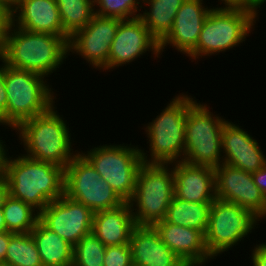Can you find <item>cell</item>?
Here are the masks:
<instances>
[{
  "instance_id": "44",
  "label": "cell",
  "mask_w": 266,
  "mask_h": 266,
  "mask_svg": "<svg viewBox=\"0 0 266 266\" xmlns=\"http://www.w3.org/2000/svg\"><path fill=\"white\" fill-rule=\"evenodd\" d=\"M0 266H14V265L7 263V262H4V261H1Z\"/></svg>"
},
{
  "instance_id": "17",
  "label": "cell",
  "mask_w": 266,
  "mask_h": 266,
  "mask_svg": "<svg viewBox=\"0 0 266 266\" xmlns=\"http://www.w3.org/2000/svg\"><path fill=\"white\" fill-rule=\"evenodd\" d=\"M244 128L232 121H226L222 131L223 163L255 172L266 165V156L256 139Z\"/></svg>"
},
{
  "instance_id": "7",
  "label": "cell",
  "mask_w": 266,
  "mask_h": 266,
  "mask_svg": "<svg viewBox=\"0 0 266 266\" xmlns=\"http://www.w3.org/2000/svg\"><path fill=\"white\" fill-rule=\"evenodd\" d=\"M173 196V163H143L136 176L133 196L128 201L135 224L154 226L164 220Z\"/></svg>"
},
{
  "instance_id": "39",
  "label": "cell",
  "mask_w": 266,
  "mask_h": 266,
  "mask_svg": "<svg viewBox=\"0 0 266 266\" xmlns=\"http://www.w3.org/2000/svg\"><path fill=\"white\" fill-rule=\"evenodd\" d=\"M0 6L11 15L14 7V0H0Z\"/></svg>"
},
{
  "instance_id": "15",
  "label": "cell",
  "mask_w": 266,
  "mask_h": 266,
  "mask_svg": "<svg viewBox=\"0 0 266 266\" xmlns=\"http://www.w3.org/2000/svg\"><path fill=\"white\" fill-rule=\"evenodd\" d=\"M147 51L152 52L155 58H160L159 42L150 34L143 21L139 17L121 20L111 44L105 71L130 64Z\"/></svg>"
},
{
  "instance_id": "43",
  "label": "cell",
  "mask_w": 266,
  "mask_h": 266,
  "mask_svg": "<svg viewBox=\"0 0 266 266\" xmlns=\"http://www.w3.org/2000/svg\"><path fill=\"white\" fill-rule=\"evenodd\" d=\"M265 2H266V0H261L260 1V3H259V6L256 8L257 9V13H259L260 11V7H261V5H263V4H265ZM258 8H259V10H258Z\"/></svg>"
},
{
  "instance_id": "10",
  "label": "cell",
  "mask_w": 266,
  "mask_h": 266,
  "mask_svg": "<svg viewBox=\"0 0 266 266\" xmlns=\"http://www.w3.org/2000/svg\"><path fill=\"white\" fill-rule=\"evenodd\" d=\"M262 218L235 203L216 198L209 210L205 245L209 255L216 257L232 250L249 237ZM249 234V235H248ZM216 256V257H215Z\"/></svg>"
},
{
  "instance_id": "12",
  "label": "cell",
  "mask_w": 266,
  "mask_h": 266,
  "mask_svg": "<svg viewBox=\"0 0 266 266\" xmlns=\"http://www.w3.org/2000/svg\"><path fill=\"white\" fill-rule=\"evenodd\" d=\"M120 21L119 18L95 14L84 28L69 38L68 55L73 52L84 58L89 66L104 71L108 67L111 44Z\"/></svg>"
},
{
  "instance_id": "19",
  "label": "cell",
  "mask_w": 266,
  "mask_h": 266,
  "mask_svg": "<svg viewBox=\"0 0 266 266\" xmlns=\"http://www.w3.org/2000/svg\"><path fill=\"white\" fill-rule=\"evenodd\" d=\"M174 196L196 203H212L215 195L214 168L186 163H173Z\"/></svg>"
},
{
  "instance_id": "23",
  "label": "cell",
  "mask_w": 266,
  "mask_h": 266,
  "mask_svg": "<svg viewBox=\"0 0 266 266\" xmlns=\"http://www.w3.org/2000/svg\"><path fill=\"white\" fill-rule=\"evenodd\" d=\"M30 233L43 266H72L74 246L47 228L40 220Z\"/></svg>"
},
{
  "instance_id": "18",
  "label": "cell",
  "mask_w": 266,
  "mask_h": 266,
  "mask_svg": "<svg viewBox=\"0 0 266 266\" xmlns=\"http://www.w3.org/2000/svg\"><path fill=\"white\" fill-rule=\"evenodd\" d=\"M10 21L21 29L62 36L69 42L56 0H15Z\"/></svg>"
},
{
  "instance_id": "26",
  "label": "cell",
  "mask_w": 266,
  "mask_h": 266,
  "mask_svg": "<svg viewBox=\"0 0 266 266\" xmlns=\"http://www.w3.org/2000/svg\"><path fill=\"white\" fill-rule=\"evenodd\" d=\"M65 34L70 38L95 15L94 0H56Z\"/></svg>"
},
{
  "instance_id": "5",
  "label": "cell",
  "mask_w": 266,
  "mask_h": 266,
  "mask_svg": "<svg viewBox=\"0 0 266 266\" xmlns=\"http://www.w3.org/2000/svg\"><path fill=\"white\" fill-rule=\"evenodd\" d=\"M195 101L188 94H177L152 122L144 126L150 147L146 153L141 149L143 163L172 164L183 160L187 111Z\"/></svg>"
},
{
  "instance_id": "42",
  "label": "cell",
  "mask_w": 266,
  "mask_h": 266,
  "mask_svg": "<svg viewBox=\"0 0 266 266\" xmlns=\"http://www.w3.org/2000/svg\"><path fill=\"white\" fill-rule=\"evenodd\" d=\"M6 231H7V228H6L3 211H2V208H0V232H6Z\"/></svg>"
},
{
  "instance_id": "34",
  "label": "cell",
  "mask_w": 266,
  "mask_h": 266,
  "mask_svg": "<svg viewBox=\"0 0 266 266\" xmlns=\"http://www.w3.org/2000/svg\"><path fill=\"white\" fill-rule=\"evenodd\" d=\"M253 180L261 194L266 199V165L255 172H252Z\"/></svg>"
},
{
  "instance_id": "37",
  "label": "cell",
  "mask_w": 266,
  "mask_h": 266,
  "mask_svg": "<svg viewBox=\"0 0 266 266\" xmlns=\"http://www.w3.org/2000/svg\"><path fill=\"white\" fill-rule=\"evenodd\" d=\"M9 196V187L6 178H0V208L3 207L5 199Z\"/></svg>"
},
{
  "instance_id": "11",
  "label": "cell",
  "mask_w": 266,
  "mask_h": 266,
  "mask_svg": "<svg viewBox=\"0 0 266 266\" xmlns=\"http://www.w3.org/2000/svg\"><path fill=\"white\" fill-rule=\"evenodd\" d=\"M64 195L94 213L120 206L124 201L79 152L64 169Z\"/></svg>"
},
{
  "instance_id": "8",
  "label": "cell",
  "mask_w": 266,
  "mask_h": 266,
  "mask_svg": "<svg viewBox=\"0 0 266 266\" xmlns=\"http://www.w3.org/2000/svg\"><path fill=\"white\" fill-rule=\"evenodd\" d=\"M198 102L187 111L182 161L215 169L223 163L222 131L227 120L214 115L206 103Z\"/></svg>"
},
{
  "instance_id": "24",
  "label": "cell",
  "mask_w": 266,
  "mask_h": 266,
  "mask_svg": "<svg viewBox=\"0 0 266 266\" xmlns=\"http://www.w3.org/2000/svg\"><path fill=\"white\" fill-rule=\"evenodd\" d=\"M185 0H143L144 8L139 18L150 34L160 43L171 30L177 11ZM147 4V5H146Z\"/></svg>"
},
{
  "instance_id": "16",
  "label": "cell",
  "mask_w": 266,
  "mask_h": 266,
  "mask_svg": "<svg viewBox=\"0 0 266 266\" xmlns=\"http://www.w3.org/2000/svg\"><path fill=\"white\" fill-rule=\"evenodd\" d=\"M203 2V0L184 1L176 13L171 30L159 43L160 54L165 51L167 45L186 56L196 48L202 25L212 10L204 6Z\"/></svg>"
},
{
  "instance_id": "25",
  "label": "cell",
  "mask_w": 266,
  "mask_h": 266,
  "mask_svg": "<svg viewBox=\"0 0 266 266\" xmlns=\"http://www.w3.org/2000/svg\"><path fill=\"white\" fill-rule=\"evenodd\" d=\"M211 204L187 202L173 196L164 220L168 223L199 230L205 235Z\"/></svg>"
},
{
  "instance_id": "30",
  "label": "cell",
  "mask_w": 266,
  "mask_h": 266,
  "mask_svg": "<svg viewBox=\"0 0 266 266\" xmlns=\"http://www.w3.org/2000/svg\"><path fill=\"white\" fill-rule=\"evenodd\" d=\"M141 2L142 0H94L95 14L121 20L135 19L140 16V9L143 7Z\"/></svg>"
},
{
  "instance_id": "35",
  "label": "cell",
  "mask_w": 266,
  "mask_h": 266,
  "mask_svg": "<svg viewBox=\"0 0 266 266\" xmlns=\"http://www.w3.org/2000/svg\"><path fill=\"white\" fill-rule=\"evenodd\" d=\"M2 137L0 138V178L5 177V172H6V164L8 160V149L6 148V144L3 140H1ZM8 152V154H7Z\"/></svg>"
},
{
  "instance_id": "38",
  "label": "cell",
  "mask_w": 266,
  "mask_h": 266,
  "mask_svg": "<svg viewBox=\"0 0 266 266\" xmlns=\"http://www.w3.org/2000/svg\"><path fill=\"white\" fill-rule=\"evenodd\" d=\"M218 1H220L219 3L222 2L223 4H245L257 8L261 0H218Z\"/></svg>"
},
{
  "instance_id": "2",
  "label": "cell",
  "mask_w": 266,
  "mask_h": 266,
  "mask_svg": "<svg viewBox=\"0 0 266 266\" xmlns=\"http://www.w3.org/2000/svg\"><path fill=\"white\" fill-rule=\"evenodd\" d=\"M8 157L5 178L9 195L31 205L39 213L64 194V169L23 154ZM12 158V159H11Z\"/></svg>"
},
{
  "instance_id": "27",
  "label": "cell",
  "mask_w": 266,
  "mask_h": 266,
  "mask_svg": "<svg viewBox=\"0 0 266 266\" xmlns=\"http://www.w3.org/2000/svg\"><path fill=\"white\" fill-rule=\"evenodd\" d=\"M6 228L12 233H30L39 220V212L22 200L10 195L2 207Z\"/></svg>"
},
{
  "instance_id": "22",
  "label": "cell",
  "mask_w": 266,
  "mask_h": 266,
  "mask_svg": "<svg viewBox=\"0 0 266 266\" xmlns=\"http://www.w3.org/2000/svg\"><path fill=\"white\" fill-rule=\"evenodd\" d=\"M136 224L129 202L94 213L92 233L105 245L129 244Z\"/></svg>"
},
{
  "instance_id": "40",
  "label": "cell",
  "mask_w": 266,
  "mask_h": 266,
  "mask_svg": "<svg viewBox=\"0 0 266 266\" xmlns=\"http://www.w3.org/2000/svg\"><path fill=\"white\" fill-rule=\"evenodd\" d=\"M8 24H0V60L3 55V44H4V32L6 31Z\"/></svg>"
},
{
  "instance_id": "20",
  "label": "cell",
  "mask_w": 266,
  "mask_h": 266,
  "mask_svg": "<svg viewBox=\"0 0 266 266\" xmlns=\"http://www.w3.org/2000/svg\"><path fill=\"white\" fill-rule=\"evenodd\" d=\"M161 240L179 257L187 266H205L213 259L205 245V235L188 227L168 223L162 220L154 225Z\"/></svg>"
},
{
  "instance_id": "28",
  "label": "cell",
  "mask_w": 266,
  "mask_h": 266,
  "mask_svg": "<svg viewBox=\"0 0 266 266\" xmlns=\"http://www.w3.org/2000/svg\"><path fill=\"white\" fill-rule=\"evenodd\" d=\"M14 266H43L31 233H13L5 261Z\"/></svg>"
},
{
  "instance_id": "29",
  "label": "cell",
  "mask_w": 266,
  "mask_h": 266,
  "mask_svg": "<svg viewBox=\"0 0 266 266\" xmlns=\"http://www.w3.org/2000/svg\"><path fill=\"white\" fill-rule=\"evenodd\" d=\"M106 246L91 232L73 250L72 266H103Z\"/></svg>"
},
{
  "instance_id": "36",
  "label": "cell",
  "mask_w": 266,
  "mask_h": 266,
  "mask_svg": "<svg viewBox=\"0 0 266 266\" xmlns=\"http://www.w3.org/2000/svg\"><path fill=\"white\" fill-rule=\"evenodd\" d=\"M12 232H0V262L5 261L6 251L10 241Z\"/></svg>"
},
{
  "instance_id": "3",
  "label": "cell",
  "mask_w": 266,
  "mask_h": 266,
  "mask_svg": "<svg viewBox=\"0 0 266 266\" xmlns=\"http://www.w3.org/2000/svg\"><path fill=\"white\" fill-rule=\"evenodd\" d=\"M56 109L54 104L46 113L23 121L15 130L26 151L24 156L65 169L80 151H73L69 126Z\"/></svg>"
},
{
  "instance_id": "21",
  "label": "cell",
  "mask_w": 266,
  "mask_h": 266,
  "mask_svg": "<svg viewBox=\"0 0 266 266\" xmlns=\"http://www.w3.org/2000/svg\"><path fill=\"white\" fill-rule=\"evenodd\" d=\"M133 266H187L162 240L154 226L136 225L129 242Z\"/></svg>"
},
{
  "instance_id": "4",
  "label": "cell",
  "mask_w": 266,
  "mask_h": 266,
  "mask_svg": "<svg viewBox=\"0 0 266 266\" xmlns=\"http://www.w3.org/2000/svg\"><path fill=\"white\" fill-rule=\"evenodd\" d=\"M258 16L255 7L245 4L212 7L202 25L196 48L188 57L193 62L200 57L219 55L220 52L234 49L254 31Z\"/></svg>"
},
{
  "instance_id": "14",
  "label": "cell",
  "mask_w": 266,
  "mask_h": 266,
  "mask_svg": "<svg viewBox=\"0 0 266 266\" xmlns=\"http://www.w3.org/2000/svg\"><path fill=\"white\" fill-rule=\"evenodd\" d=\"M216 198L235 203L266 219V199L253 180L252 173L221 163L214 169Z\"/></svg>"
},
{
  "instance_id": "31",
  "label": "cell",
  "mask_w": 266,
  "mask_h": 266,
  "mask_svg": "<svg viewBox=\"0 0 266 266\" xmlns=\"http://www.w3.org/2000/svg\"><path fill=\"white\" fill-rule=\"evenodd\" d=\"M103 266H133L130 245L106 246Z\"/></svg>"
},
{
  "instance_id": "41",
  "label": "cell",
  "mask_w": 266,
  "mask_h": 266,
  "mask_svg": "<svg viewBox=\"0 0 266 266\" xmlns=\"http://www.w3.org/2000/svg\"><path fill=\"white\" fill-rule=\"evenodd\" d=\"M10 15L0 6V24H8Z\"/></svg>"
},
{
  "instance_id": "32",
  "label": "cell",
  "mask_w": 266,
  "mask_h": 266,
  "mask_svg": "<svg viewBox=\"0 0 266 266\" xmlns=\"http://www.w3.org/2000/svg\"><path fill=\"white\" fill-rule=\"evenodd\" d=\"M0 65V126L7 127V92L5 88V63Z\"/></svg>"
},
{
  "instance_id": "6",
  "label": "cell",
  "mask_w": 266,
  "mask_h": 266,
  "mask_svg": "<svg viewBox=\"0 0 266 266\" xmlns=\"http://www.w3.org/2000/svg\"><path fill=\"white\" fill-rule=\"evenodd\" d=\"M47 80L41 74L5 64L7 129L15 130L23 121L46 113L55 104L54 89Z\"/></svg>"
},
{
  "instance_id": "33",
  "label": "cell",
  "mask_w": 266,
  "mask_h": 266,
  "mask_svg": "<svg viewBox=\"0 0 266 266\" xmlns=\"http://www.w3.org/2000/svg\"><path fill=\"white\" fill-rule=\"evenodd\" d=\"M251 251V263L253 266H266V242L256 244Z\"/></svg>"
},
{
  "instance_id": "1",
  "label": "cell",
  "mask_w": 266,
  "mask_h": 266,
  "mask_svg": "<svg viewBox=\"0 0 266 266\" xmlns=\"http://www.w3.org/2000/svg\"><path fill=\"white\" fill-rule=\"evenodd\" d=\"M68 56V42L62 36L32 32L8 23L1 58L8 66L49 77Z\"/></svg>"
},
{
  "instance_id": "13",
  "label": "cell",
  "mask_w": 266,
  "mask_h": 266,
  "mask_svg": "<svg viewBox=\"0 0 266 266\" xmlns=\"http://www.w3.org/2000/svg\"><path fill=\"white\" fill-rule=\"evenodd\" d=\"M93 216L94 212L87 206L63 194L39 213V220L75 246L85 235L92 232Z\"/></svg>"
},
{
  "instance_id": "9",
  "label": "cell",
  "mask_w": 266,
  "mask_h": 266,
  "mask_svg": "<svg viewBox=\"0 0 266 266\" xmlns=\"http://www.w3.org/2000/svg\"><path fill=\"white\" fill-rule=\"evenodd\" d=\"M103 144L80 152L106 180L112 189L124 201L128 202L134 193L136 176L143 164L141 147L131 143Z\"/></svg>"
}]
</instances>
